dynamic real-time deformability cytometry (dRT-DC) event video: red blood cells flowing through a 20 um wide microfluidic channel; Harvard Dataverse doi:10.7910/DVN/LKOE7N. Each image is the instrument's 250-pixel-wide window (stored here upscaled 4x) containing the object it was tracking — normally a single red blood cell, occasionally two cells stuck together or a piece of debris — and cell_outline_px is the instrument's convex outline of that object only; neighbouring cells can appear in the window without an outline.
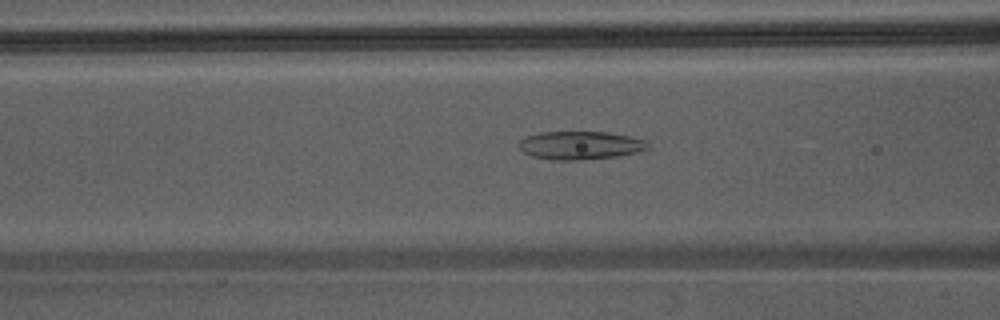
{"species": "Egyptian fruit bat (a non-hibernating species)", "species_latin": "Rousettus aegyptiacus", "temperature_condition": "warm", "stored_images_in_passage": 35, "camera_frame_rate_fps": 3000, "um_per_image_px": 0.085, "animal": {"sex": "male"}, "frame": {"image": 1, "passage_image": 8, "time_ms": 2.333, "image_size_px": [1000, 320], "cell_outline_px": [[648, 148], [636, 152], [616, 156], [580, 160], [552, 160], [532, 156], [524, 152], [520, 148], [520, 140], [528, 136], [540, 132], [608, 132], [648, 140]], "centroid_in_image_um": [49.33, 12.35], "position_along_channel_um": 117.3, "area_um2": 21.04}}
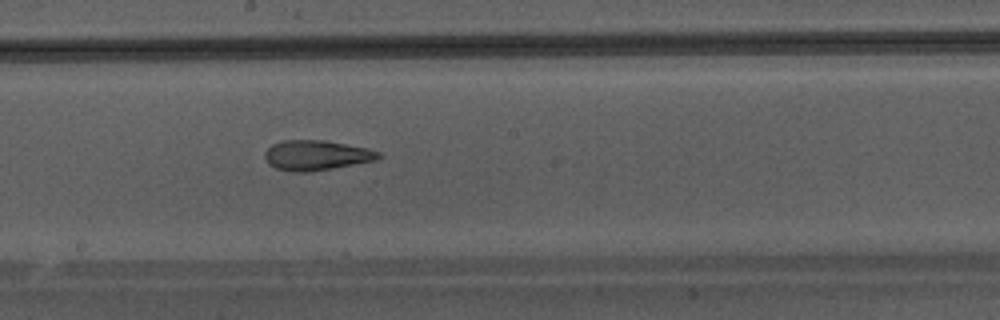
{"frame": {"image": 2, "passage_image": 15, "time_ms": 4.667, "image_size_px": [1000, 320], "cell_outline_px": [[384, 156], [376, 160], [332, 168], [308, 172], [296, 172], [276, 168], [268, 164], [264, 156], [264, 152], [272, 144], [284, 140], [324, 140], [368, 148], [380, 152]], "centroid_in_image_um": [26.9, 13.19], "position_along_channel_um": 221.3, "area_um2": 19.88}}
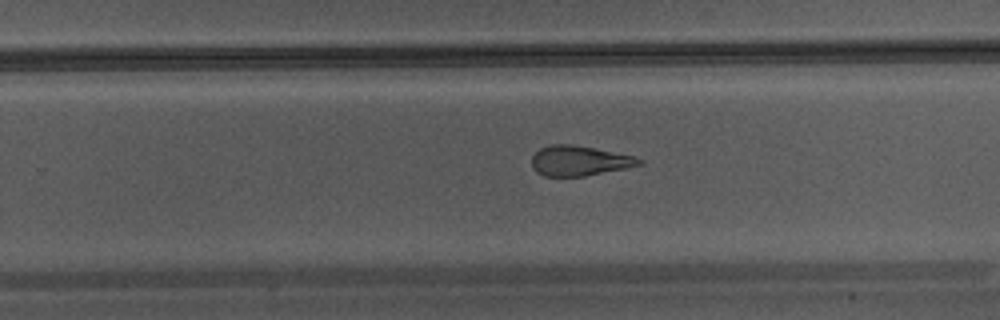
{"frame": {"image": 3, "passage_image": 19, "time_ms": 6.0, "image_size_px": [1000, 320], "cell_outline_px": [[644, 164], [584, 176], [544, 176], [536, 172], [532, 168], [532, 156], [540, 148], [552, 144], [572, 144], [632, 156], [644, 160]], "centroid_in_image_um": [49.2, 13.67], "position_along_channel_um": 280.6, "area_um2": 18.55}}